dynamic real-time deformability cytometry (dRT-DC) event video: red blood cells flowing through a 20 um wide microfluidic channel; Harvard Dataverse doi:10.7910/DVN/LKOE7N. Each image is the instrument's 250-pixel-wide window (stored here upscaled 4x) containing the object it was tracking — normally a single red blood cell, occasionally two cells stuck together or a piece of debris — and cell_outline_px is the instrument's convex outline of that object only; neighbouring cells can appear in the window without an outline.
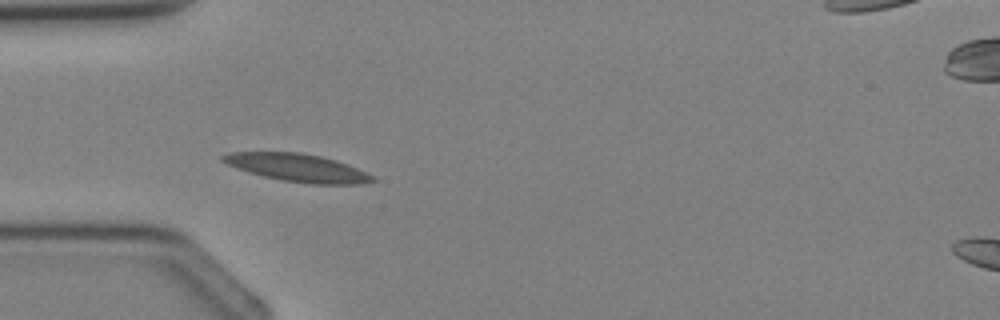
{"species": "Egyptian fruit bat (a non-hibernating species)", "species_latin": "Rousettus aegyptiacus", "temperature_condition": "cold", "stored_images_in_passage": 2, "camera_frame_rate_fps": 3000, "um_per_image_px": 0.085, "animal": {"sex": "female"}, "frame": {"image": 1, "passage_image": 2, "time_ms": 1.0, "image_size_px": [1000, 320], "cell_outline_px": [[376, 180], [364, 184], [312, 184], [280, 180], [248, 172], [236, 168], [220, 160], [220, 156], [228, 152], [300, 152], [320, 156], [336, 160], [348, 164], [376, 176]], "centroid_in_image_um": [25.31, 14.26], "position_along_channel_um": 59.7, "area_um2": 24.45}}